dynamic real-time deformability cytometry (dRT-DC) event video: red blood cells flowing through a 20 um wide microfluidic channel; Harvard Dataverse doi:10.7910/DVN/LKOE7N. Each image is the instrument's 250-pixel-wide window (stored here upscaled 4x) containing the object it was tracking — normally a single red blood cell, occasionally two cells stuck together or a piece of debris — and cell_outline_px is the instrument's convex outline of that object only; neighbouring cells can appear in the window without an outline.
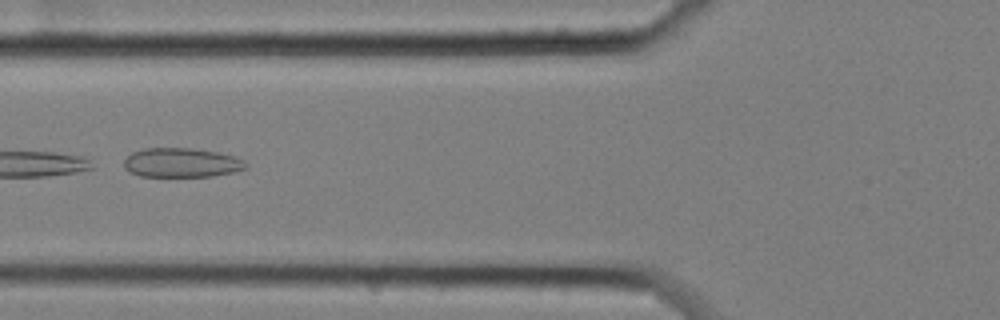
{"species": "common noctule bat (a hibernating species)", "species_latin": "Nyctalus noctula", "temperature_condition": "cold", "stored_images_in_passage": 39, "camera_frame_rate_fps": 3000, "um_per_image_px": 0.085, "animal": {"sex": "female", "body_mass_g": 25.1}, "frame": {"image": 1, "passage_image": 17, "time_ms": 5.333, "image_size_px": [1000, 320], "cell_outline_px": [[248, 168], [232, 172], [212, 176], [140, 176], [128, 172], [124, 168], [124, 160], [132, 152], [144, 148], [192, 148], [216, 152], [232, 156], [244, 160], [248, 164]], "centroid_in_image_um": [15.41, 13.83], "position_along_channel_um": 110.4, "area_um2": 20.81}}